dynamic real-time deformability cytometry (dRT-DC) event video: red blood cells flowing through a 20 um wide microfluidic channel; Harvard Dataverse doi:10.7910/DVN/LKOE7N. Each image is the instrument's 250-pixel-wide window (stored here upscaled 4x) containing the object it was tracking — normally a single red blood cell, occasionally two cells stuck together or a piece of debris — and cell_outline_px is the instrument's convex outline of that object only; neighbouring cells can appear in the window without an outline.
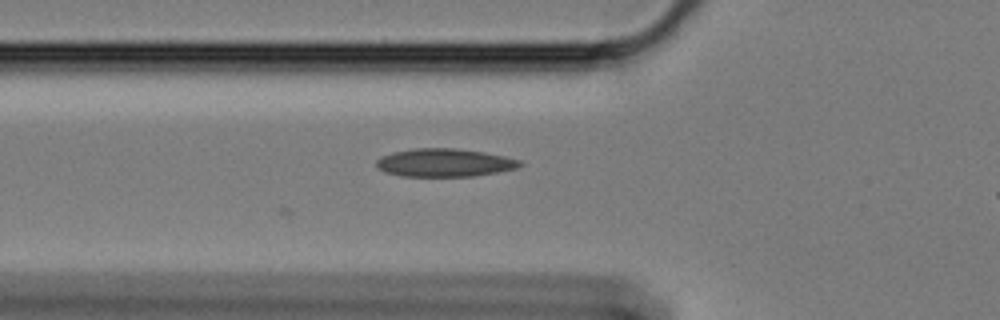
{"species": "Egyptian fruit bat (a non-hibernating species)", "species_latin": "Rousettus aegyptiacus", "temperature_condition": "cold", "stored_images_in_passage": 3, "camera_frame_rate_fps": 3000, "um_per_image_px": 0.085, "animal": {"sex": "female"}, "frame": {"image": 1, "passage_image": 3, "time_ms": 0.667, "image_size_px": [1000, 320], "cell_outline_px": [[524, 164], [516, 168], [496, 172], [472, 176], [400, 176], [384, 172], [376, 164], [376, 160], [380, 156], [392, 152], [416, 148], [456, 148], [484, 152], [504, 156], [520, 160]], "centroid_in_image_um": [37.76, 13.82], "position_along_channel_um": 88.0, "area_um2": 23.47}}